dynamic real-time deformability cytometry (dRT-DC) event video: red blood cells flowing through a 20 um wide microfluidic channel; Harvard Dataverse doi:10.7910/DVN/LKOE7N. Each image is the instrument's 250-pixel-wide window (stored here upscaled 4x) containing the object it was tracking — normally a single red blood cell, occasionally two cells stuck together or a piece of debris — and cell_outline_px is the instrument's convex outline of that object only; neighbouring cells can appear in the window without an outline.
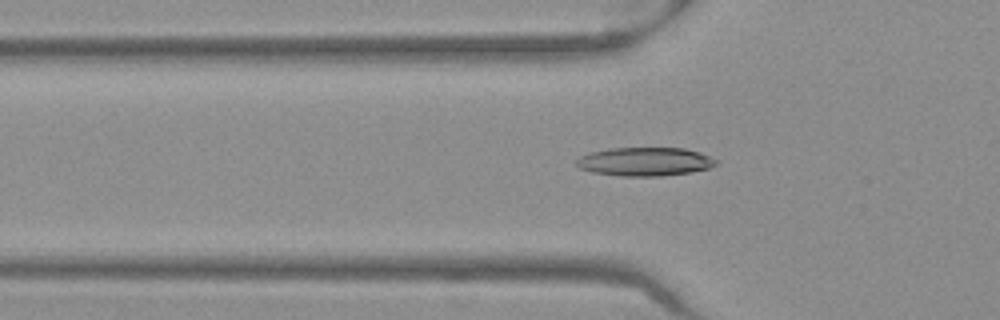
{"species": "Egyptian fruit bat (a non-hibernating species)", "species_latin": "Rousettus aegyptiacus", "temperature_condition": "warm", "stored_images_in_passage": 36, "camera_frame_rate_fps": 3000, "um_per_image_px": 0.085, "frame": {"image": 1, "passage_image": 2, "time_ms": 0.333, "image_size_px": [1000, 320], "cell_outline_px": [[720, 160], [716, 164], [708, 168], [692, 172], [660, 176], [620, 176], [592, 172], [580, 168], [576, 164], [576, 160], [580, 156], [588, 152], [608, 148], [684, 148], [700, 152]], "centroid_in_image_um": [54.82, 13.73], "position_along_channel_um": 71.0, "area_um2": 23.47}}
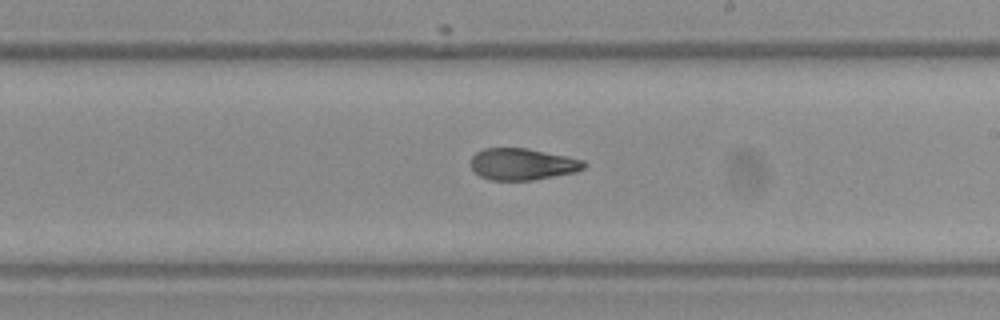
{"frame": {"image": 2, "passage_image": 15, "time_ms": 4.667, "image_size_px": [1000, 320], "cell_outline_px": [[588, 164], [584, 168], [576, 172], [532, 180], [488, 180], [480, 176], [472, 168], [472, 156], [476, 152], [484, 148], [528, 148], [568, 156], [584, 160]], "centroid_in_image_um": [44.44, 13.95], "position_along_channel_um": 244.6, "area_um2": 20.98}}
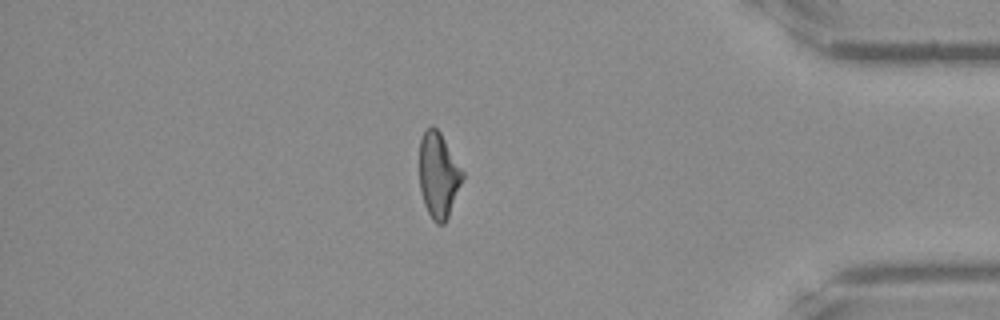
{"frame": {"image": 3, "passage_image": 29, "time_ms": 9.333, "image_size_px": [1000, 320], "cell_outline_px": [[464, 176], [448, 216], [444, 224], [436, 224], [432, 220], [424, 204], [420, 188], [420, 140], [424, 132], [432, 124], [440, 132], [464, 172]], "centroid_in_image_um": [37.27, 14.89], "position_along_channel_um": 397.9, "area_um2": 21.21}, "authors_computed_cell_mechanics": {"area_um2": 21.8484, "velocity_mm_per_s": 3.988, "shape_relaxation_time_tau1_ms": null, "shape_relaxation_time_tau2_ms": 2.5056, "deformation_change_tau1": null, "deformation_change_tau2": 0.1021}}